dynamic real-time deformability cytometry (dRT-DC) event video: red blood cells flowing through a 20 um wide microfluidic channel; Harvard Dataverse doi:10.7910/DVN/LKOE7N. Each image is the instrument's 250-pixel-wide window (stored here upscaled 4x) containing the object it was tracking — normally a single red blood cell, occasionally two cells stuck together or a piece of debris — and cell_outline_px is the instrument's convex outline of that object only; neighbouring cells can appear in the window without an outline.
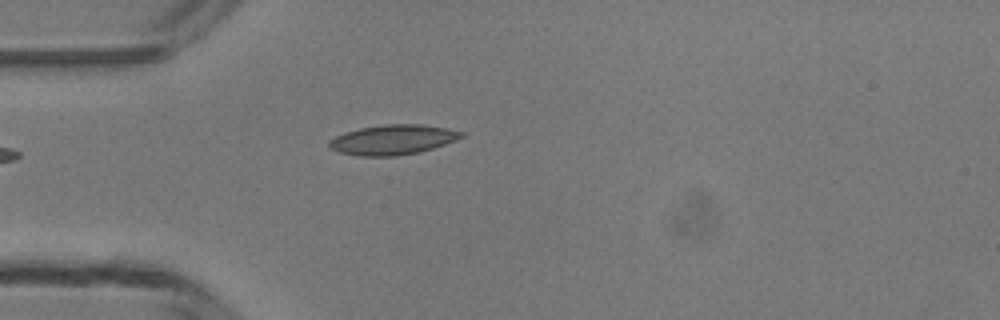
{"species": "common noctule bat (a hibernating species)", "species_latin": "Nyctalus noctula", "temperature_condition": "room temperature", "stored_images_in_passage": 4, "camera_frame_rate_fps": 3000, "um_per_image_px": 0.085, "animal": {"sex": "male", "body_mass_g": 13.3}, "frame": {"image": 1, "passage_image": 4, "time_ms": 3.333, "image_size_px": [1000, 320], "cell_outline_px": [[464, 136], [456, 140], [420, 152], [396, 156], [360, 156], [340, 152], [328, 148], [328, 140], [344, 132], [360, 128], [384, 124], [424, 124], [464, 132]], "centroid_in_image_um": [33.36, 11.87], "position_along_channel_um": 51.6, "area_um2": 23.06}}